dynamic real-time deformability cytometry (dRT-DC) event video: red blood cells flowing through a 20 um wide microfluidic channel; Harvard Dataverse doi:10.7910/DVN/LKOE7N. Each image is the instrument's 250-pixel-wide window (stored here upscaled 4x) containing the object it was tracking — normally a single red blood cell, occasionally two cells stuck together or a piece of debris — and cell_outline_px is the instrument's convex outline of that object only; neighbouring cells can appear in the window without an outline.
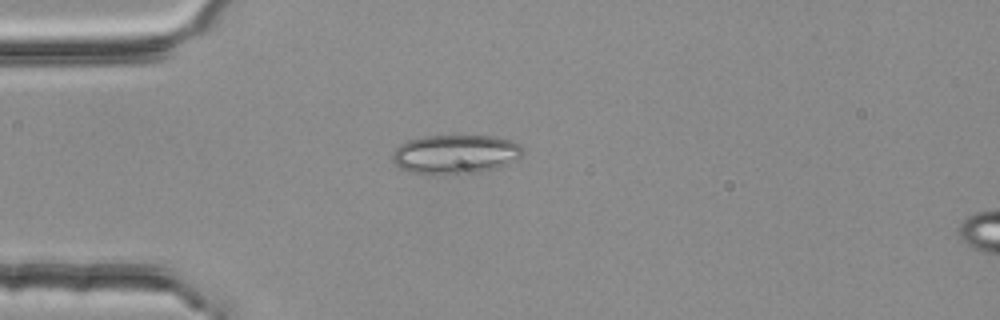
{"species": "common noctule bat (a hibernating species)", "species_latin": "Nyctalus noctula", "temperature_condition": "room temperature", "stored_images_in_passage": 1, "camera_frame_rate_fps": 3000, "um_per_image_px": 0.085, "animal": {"sex": "female", "body_mass_g": 25.1}, "frame": {"image": 1, "passage_image": 1, "time_ms": 0.0, "image_size_px": [1000, 320], "cell_outline_px": [[524, 152], [520, 156], [496, 168], [480, 172], [460, 176], [452, 176], [408, 172], [400, 168], [392, 160], [392, 156], [396, 148], [400, 144], [408, 140], [424, 136], [496, 136], [512, 140], [520, 144], [524, 148]], "centroid_in_image_um": [38.7, 13.13], "position_along_channel_um": 46.3, "area_um2": 30.23}}